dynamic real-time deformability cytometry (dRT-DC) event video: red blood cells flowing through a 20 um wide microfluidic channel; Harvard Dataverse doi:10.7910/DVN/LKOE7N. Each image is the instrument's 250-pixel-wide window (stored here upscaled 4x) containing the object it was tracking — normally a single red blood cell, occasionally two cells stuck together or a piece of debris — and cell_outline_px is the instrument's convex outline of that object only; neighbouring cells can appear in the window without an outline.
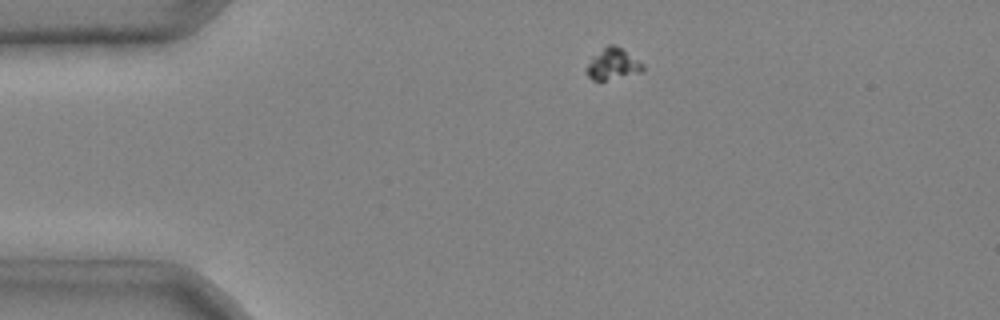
{"species": "common noctule bat (a hibernating species)", "species_latin": "Nyctalus noctula", "temperature_condition": "cold", "stored_images_in_passage": 2, "camera_frame_rate_fps": 3000, "um_per_image_px": 0.085, "animal": {"sex": "male", "body_mass_g": 20.4}, "frame": {"image": 1, "passage_image": 1, "time_ms": 0.0, "image_size_px": [1000, 320], "cell_outline_px": [[644, 72], [604, 80], [592, 80], [588, 76], [588, 64], [592, 56], [608, 44], [612, 44], [620, 48], [644, 64]], "centroid_in_image_um": [52.11, 5.45], "position_along_channel_um": 32.9, "area_um2": 10.0}}